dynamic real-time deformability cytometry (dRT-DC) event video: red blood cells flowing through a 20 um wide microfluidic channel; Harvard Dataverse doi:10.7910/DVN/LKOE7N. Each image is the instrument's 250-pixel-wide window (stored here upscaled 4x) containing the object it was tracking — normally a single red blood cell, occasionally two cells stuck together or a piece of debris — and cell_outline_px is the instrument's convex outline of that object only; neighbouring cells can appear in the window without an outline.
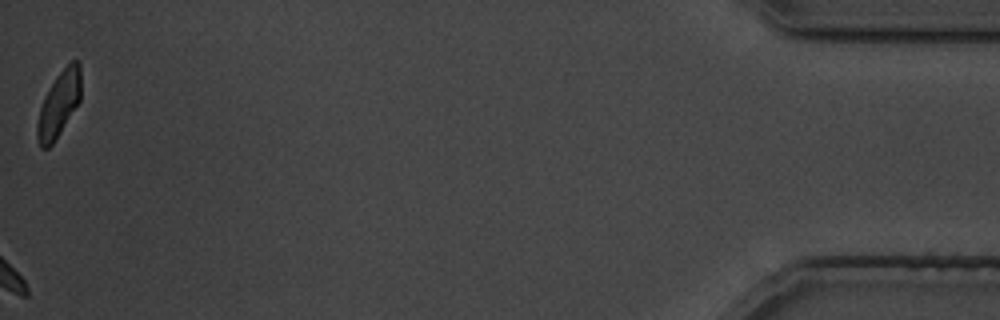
{"species": "common noctule bat (a hibernating species)", "species_latin": "Nyctalus noctula", "temperature_condition": "cold", "stored_images_in_passage": 28, "camera_frame_rate_fps": 3000, "um_per_image_px": 0.085, "animal": {"sex": "male", "body_mass_g": 19.5, "forearm_length_mm": 54.6}, "frame": {"image": 1, "passage_image": 28, "time_ms": 34.333, "image_size_px": [1000, 320], "cell_outline_px": [[80, 100], [52, 144], [48, 148], [40, 148], [36, 136], [36, 124], [40, 108], [44, 96], [56, 76], [72, 60], [76, 60], [80, 64]], "centroid_in_image_um": [4.98, 8.86], "position_along_channel_um": 430.2, "area_um2": 16.42}}